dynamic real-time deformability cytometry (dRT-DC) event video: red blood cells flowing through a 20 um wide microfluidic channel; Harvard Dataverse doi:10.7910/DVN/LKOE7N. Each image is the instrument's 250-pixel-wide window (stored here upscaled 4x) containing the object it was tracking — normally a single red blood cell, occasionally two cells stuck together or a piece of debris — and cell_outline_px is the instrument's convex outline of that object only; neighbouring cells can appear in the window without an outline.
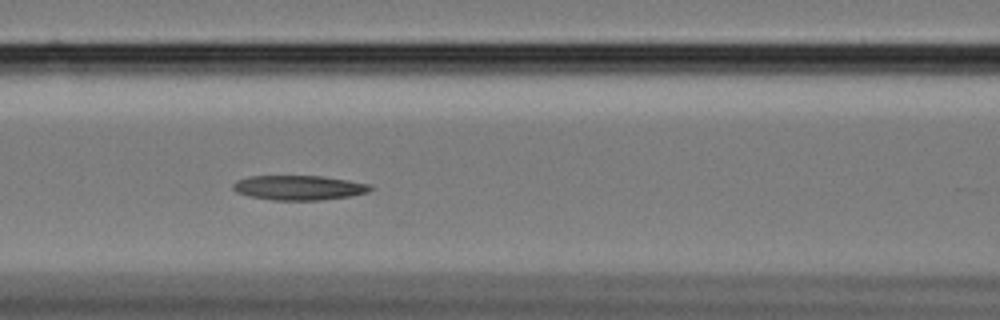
{"species": "Egyptian fruit bat (a non-hibernating species)", "species_latin": "Rousettus aegyptiacus", "temperature_condition": "cold", "stored_images_in_passage": 59, "camera_frame_rate_fps": 3000, "um_per_image_px": 0.085, "animal": {"sex": "female"}, "frame": {"image": 1, "passage_image": 25, "time_ms": 8.0, "image_size_px": [1000, 320], "cell_outline_px": [[376, 188], [368, 192], [352, 196], [320, 200], [272, 200], [252, 196], [236, 192], [232, 188], [232, 184], [236, 180], [248, 176], [324, 176], [372, 184]], "centroid_in_image_um": [25.46, 15.95], "position_along_channel_um": 141.1, "area_um2": 19.94}}
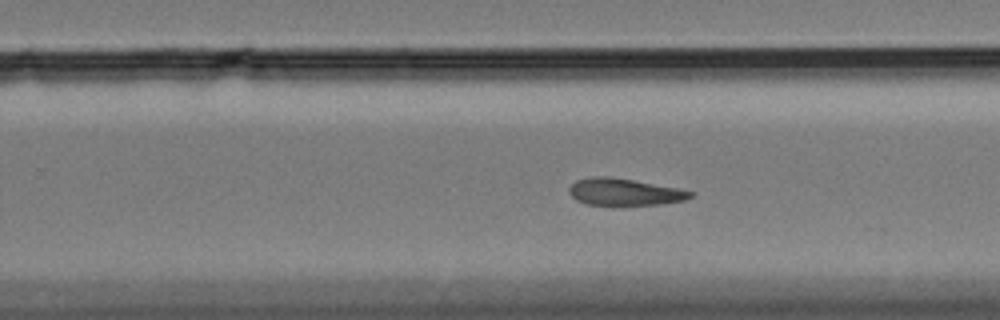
{"frame": {"image": 2, "passage_image": 37, "time_ms": 12.0, "image_size_px": [1000, 320], "cell_outline_px": [[696, 192], [692, 196], [684, 200], [664, 204], [588, 204], [576, 200], [568, 192], [568, 188], [576, 180], [592, 176], [608, 176], [680, 188]], "centroid_in_image_um": [53.09, 16.3], "position_along_channel_um": 276.7, "area_um2": 18.9}}
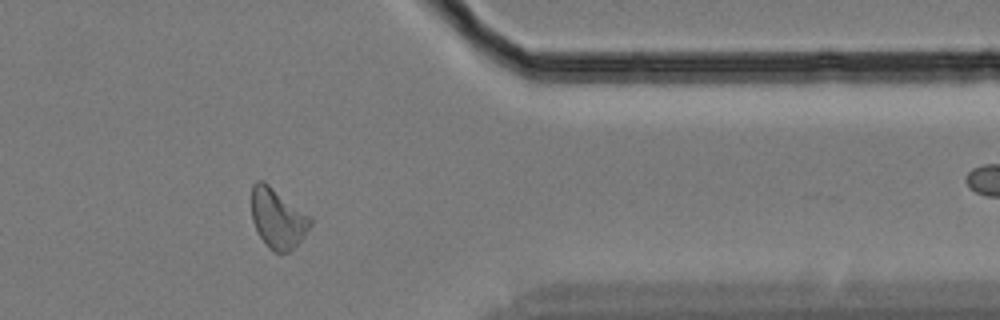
{"frame": {"image": 3, "passage_image": 48, "time_ms": 15.667, "image_size_px": [1000, 320], "cell_outline_px": [[312, 224], [304, 236], [288, 252], [276, 252], [268, 248], [260, 236], [252, 220], [252, 184], [256, 180], [264, 180], [312, 216]], "centroid_in_image_um": [23.62, 18.52], "position_along_channel_um": 387.8, "area_um2": 20.63}}